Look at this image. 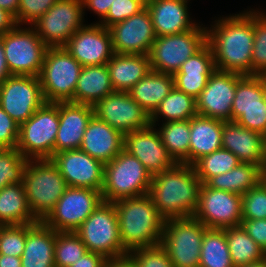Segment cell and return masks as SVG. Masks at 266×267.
I'll list each match as a JSON object with an SVG mask.
<instances>
[{"label":"cell","mask_w":266,"mask_h":267,"mask_svg":"<svg viewBox=\"0 0 266 267\" xmlns=\"http://www.w3.org/2000/svg\"><path fill=\"white\" fill-rule=\"evenodd\" d=\"M253 10V11H252ZM215 20L206 28L215 68L220 71L252 76L254 9Z\"/></svg>","instance_id":"6da1fadb"},{"label":"cell","mask_w":266,"mask_h":267,"mask_svg":"<svg viewBox=\"0 0 266 267\" xmlns=\"http://www.w3.org/2000/svg\"><path fill=\"white\" fill-rule=\"evenodd\" d=\"M201 184L192 165L176 163L152 176L149 195L165 219L189 218L197 209Z\"/></svg>","instance_id":"7a4b0ae2"},{"label":"cell","mask_w":266,"mask_h":267,"mask_svg":"<svg viewBox=\"0 0 266 267\" xmlns=\"http://www.w3.org/2000/svg\"><path fill=\"white\" fill-rule=\"evenodd\" d=\"M114 206L120 238L128 253L133 249L160 245L166 219L149 194L118 200Z\"/></svg>","instance_id":"3957f363"},{"label":"cell","mask_w":266,"mask_h":267,"mask_svg":"<svg viewBox=\"0 0 266 267\" xmlns=\"http://www.w3.org/2000/svg\"><path fill=\"white\" fill-rule=\"evenodd\" d=\"M22 184L30 209L39 221L50 213L68 187L51 159H30Z\"/></svg>","instance_id":"277c9868"},{"label":"cell","mask_w":266,"mask_h":267,"mask_svg":"<svg viewBox=\"0 0 266 267\" xmlns=\"http://www.w3.org/2000/svg\"><path fill=\"white\" fill-rule=\"evenodd\" d=\"M152 175L143 164L126 150L104 164L103 201L118 200L149 194Z\"/></svg>","instance_id":"5b68a950"},{"label":"cell","mask_w":266,"mask_h":267,"mask_svg":"<svg viewBox=\"0 0 266 267\" xmlns=\"http://www.w3.org/2000/svg\"><path fill=\"white\" fill-rule=\"evenodd\" d=\"M82 65L64 47H48L39 79L46 102H74Z\"/></svg>","instance_id":"8992f818"},{"label":"cell","mask_w":266,"mask_h":267,"mask_svg":"<svg viewBox=\"0 0 266 267\" xmlns=\"http://www.w3.org/2000/svg\"><path fill=\"white\" fill-rule=\"evenodd\" d=\"M59 127V102H45L19 128L17 149L30 159H50Z\"/></svg>","instance_id":"52a82bcc"},{"label":"cell","mask_w":266,"mask_h":267,"mask_svg":"<svg viewBox=\"0 0 266 267\" xmlns=\"http://www.w3.org/2000/svg\"><path fill=\"white\" fill-rule=\"evenodd\" d=\"M207 229L193 216L165 220L160 244L173 267H199L203 235Z\"/></svg>","instance_id":"ba28073f"},{"label":"cell","mask_w":266,"mask_h":267,"mask_svg":"<svg viewBox=\"0 0 266 267\" xmlns=\"http://www.w3.org/2000/svg\"><path fill=\"white\" fill-rule=\"evenodd\" d=\"M75 233L88 251L106 258L128 254L120 238L117 212L112 202L102 201Z\"/></svg>","instance_id":"9c48e42d"},{"label":"cell","mask_w":266,"mask_h":267,"mask_svg":"<svg viewBox=\"0 0 266 267\" xmlns=\"http://www.w3.org/2000/svg\"><path fill=\"white\" fill-rule=\"evenodd\" d=\"M6 63L11 75L39 77L48 46L33 26L16 25L2 35Z\"/></svg>","instance_id":"30bf717a"},{"label":"cell","mask_w":266,"mask_h":267,"mask_svg":"<svg viewBox=\"0 0 266 267\" xmlns=\"http://www.w3.org/2000/svg\"><path fill=\"white\" fill-rule=\"evenodd\" d=\"M197 24L192 30L158 36L149 52L151 70L174 75L181 65L206 44V28Z\"/></svg>","instance_id":"8fae6325"},{"label":"cell","mask_w":266,"mask_h":267,"mask_svg":"<svg viewBox=\"0 0 266 267\" xmlns=\"http://www.w3.org/2000/svg\"><path fill=\"white\" fill-rule=\"evenodd\" d=\"M102 201L98 190L68 186L42 222L57 232H75Z\"/></svg>","instance_id":"7c38bea8"},{"label":"cell","mask_w":266,"mask_h":267,"mask_svg":"<svg viewBox=\"0 0 266 267\" xmlns=\"http://www.w3.org/2000/svg\"><path fill=\"white\" fill-rule=\"evenodd\" d=\"M82 0H58L31 26L48 47H63L83 24Z\"/></svg>","instance_id":"4fadbf2b"},{"label":"cell","mask_w":266,"mask_h":267,"mask_svg":"<svg viewBox=\"0 0 266 267\" xmlns=\"http://www.w3.org/2000/svg\"><path fill=\"white\" fill-rule=\"evenodd\" d=\"M242 195L214 189L201 184L194 218L208 229L240 226L242 222Z\"/></svg>","instance_id":"5bb4252c"},{"label":"cell","mask_w":266,"mask_h":267,"mask_svg":"<svg viewBox=\"0 0 266 267\" xmlns=\"http://www.w3.org/2000/svg\"><path fill=\"white\" fill-rule=\"evenodd\" d=\"M45 102L37 76L11 75L0 85V106L19 125Z\"/></svg>","instance_id":"9a60e30c"},{"label":"cell","mask_w":266,"mask_h":267,"mask_svg":"<svg viewBox=\"0 0 266 267\" xmlns=\"http://www.w3.org/2000/svg\"><path fill=\"white\" fill-rule=\"evenodd\" d=\"M94 107V114L123 135L150 126L149 114L128 92L114 91Z\"/></svg>","instance_id":"2e32d148"},{"label":"cell","mask_w":266,"mask_h":267,"mask_svg":"<svg viewBox=\"0 0 266 267\" xmlns=\"http://www.w3.org/2000/svg\"><path fill=\"white\" fill-rule=\"evenodd\" d=\"M240 74L215 70L196 99L197 115L231 121L232 105Z\"/></svg>","instance_id":"e0dca14e"},{"label":"cell","mask_w":266,"mask_h":267,"mask_svg":"<svg viewBox=\"0 0 266 267\" xmlns=\"http://www.w3.org/2000/svg\"><path fill=\"white\" fill-rule=\"evenodd\" d=\"M63 47L82 66L107 64L114 55L110 31L99 23L84 25Z\"/></svg>","instance_id":"ac0fdd59"},{"label":"cell","mask_w":266,"mask_h":267,"mask_svg":"<svg viewBox=\"0 0 266 267\" xmlns=\"http://www.w3.org/2000/svg\"><path fill=\"white\" fill-rule=\"evenodd\" d=\"M114 53L149 55L156 40L152 19L145 7L139 13L108 28Z\"/></svg>","instance_id":"d6986e66"},{"label":"cell","mask_w":266,"mask_h":267,"mask_svg":"<svg viewBox=\"0 0 266 267\" xmlns=\"http://www.w3.org/2000/svg\"><path fill=\"white\" fill-rule=\"evenodd\" d=\"M67 186L90 188L101 192L104 164L80 149L62 151L50 158Z\"/></svg>","instance_id":"ffe728a7"},{"label":"cell","mask_w":266,"mask_h":267,"mask_svg":"<svg viewBox=\"0 0 266 267\" xmlns=\"http://www.w3.org/2000/svg\"><path fill=\"white\" fill-rule=\"evenodd\" d=\"M123 149L135 156L152 176L177 163L163 145L158 131L151 125L126 133Z\"/></svg>","instance_id":"44dd1931"},{"label":"cell","mask_w":266,"mask_h":267,"mask_svg":"<svg viewBox=\"0 0 266 267\" xmlns=\"http://www.w3.org/2000/svg\"><path fill=\"white\" fill-rule=\"evenodd\" d=\"M94 107L74 102H59V127L54 154L79 149Z\"/></svg>","instance_id":"7402d4cb"},{"label":"cell","mask_w":266,"mask_h":267,"mask_svg":"<svg viewBox=\"0 0 266 267\" xmlns=\"http://www.w3.org/2000/svg\"><path fill=\"white\" fill-rule=\"evenodd\" d=\"M222 148L231 151L240 162L264 168L266 138L235 121H223Z\"/></svg>","instance_id":"603a6c76"},{"label":"cell","mask_w":266,"mask_h":267,"mask_svg":"<svg viewBox=\"0 0 266 267\" xmlns=\"http://www.w3.org/2000/svg\"><path fill=\"white\" fill-rule=\"evenodd\" d=\"M123 146L124 135L94 114L87 125L79 149L106 164L123 150Z\"/></svg>","instance_id":"cb8c5ba5"},{"label":"cell","mask_w":266,"mask_h":267,"mask_svg":"<svg viewBox=\"0 0 266 267\" xmlns=\"http://www.w3.org/2000/svg\"><path fill=\"white\" fill-rule=\"evenodd\" d=\"M215 70L213 53L206 43L198 52L189 57L173 75L174 86L177 90L196 100Z\"/></svg>","instance_id":"d4e9b609"},{"label":"cell","mask_w":266,"mask_h":267,"mask_svg":"<svg viewBox=\"0 0 266 267\" xmlns=\"http://www.w3.org/2000/svg\"><path fill=\"white\" fill-rule=\"evenodd\" d=\"M187 2L188 0H151L146 4L156 37L183 33L197 25L189 18Z\"/></svg>","instance_id":"484cf974"},{"label":"cell","mask_w":266,"mask_h":267,"mask_svg":"<svg viewBox=\"0 0 266 267\" xmlns=\"http://www.w3.org/2000/svg\"><path fill=\"white\" fill-rule=\"evenodd\" d=\"M115 91L128 92L151 71L149 55L114 53L106 64Z\"/></svg>","instance_id":"4316f807"},{"label":"cell","mask_w":266,"mask_h":267,"mask_svg":"<svg viewBox=\"0 0 266 267\" xmlns=\"http://www.w3.org/2000/svg\"><path fill=\"white\" fill-rule=\"evenodd\" d=\"M223 121L196 115L190 118L189 165L222 148Z\"/></svg>","instance_id":"83f0119b"},{"label":"cell","mask_w":266,"mask_h":267,"mask_svg":"<svg viewBox=\"0 0 266 267\" xmlns=\"http://www.w3.org/2000/svg\"><path fill=\"white\" fill-rule=\"evenodd\" d=\"M56 231L42 221L35 223L28 231L21 256L22 267H55L54 247Z\"/></svg>","instance_id":"f1b7e54d"},{"label":"cell","mask_w":266,"mask_h":267,"mask_svg":"<svg viewBox=\"0 0 266 267\" xmlns=\"http://www.w3.org/2000/svg\"><path fill=\"white\" fill-rule=\"evenodd\" d=\"M114 91L106 64L83 66L74 90V103L94 106Z\"/></svg>","instance_id":"f546056e"},{"label":"cell","mask_w":266,"mask_h":267,"mask_svg":"<svg viewBox=\"0 0 266 267\" xmlns=\"http://www.w3.org/2000/svg\"><path fill=\"white\" fill-rule=\"evenodd\" d=\"M174 87L172 74L151 70L128 93L151 116Z\"/></svg>","instance_id":"4dcf8cb0"},{"label":"cell","mask_w":266,"mask_h":267,"mask_svg":"<svg viewBox=\"0 0 266 267\" xmlns=\"http://www.w3.org/2000/svg\"><path fill=\"white\" fill-rule=\"evenodd\" d=\"M0 220L7 225L39 222L30 209L22 183H13L0 190Z\"/></svg>","instance_id":"1f68e13d"},{"label":"cell","mask_w":266,"mask_h":267,"mask_svg":"<svg viewBox=\"0 0 266 267\" xmlns=\"http://www.w3.org/2000/svg\"><path fill=\"white\" fill-rule=\"evenodd\" d=\"M263 179V169L253 163H239L226 173L210 178L205 184L214 189L243 195Z\"/></svg>","instance_id":"d6a6232c"},{"label":"cell","mask_w":266,"mask_h":267,"mask_svg":"<svg viewBox=\"0 0 266 267\" xmlns=\"http://www.w3.org/2000/svg\"><path fill=\"white\" fill-rule=\"evenodd\" d=\"M234 267L261 262L266 258L264 250L240 226L224 228Z\"/></svg>","instance_id":"836d02e7"},{"label":"cell","mask_w":266,"mask_h":267,"mask_svg":"<svg viewBox=\"0 0 266 267\" xmlns=\"http://www.w3.org/2000/svg\"><path fill=\"white\" fill-rule=\"evenodd\" d=\"M157 130L163 145L177 163L189 164L190 119L163 122Z\"/></svg>","instance_id":"e575fe53"},{"label":"cell","mask_w":266,"mask_h":267,"mask_svg":"<svg viewBox=\"0 0 266 267\" xmlns=\"http://www.w3.org/2000/svg\"><path fill=\"white\" fill-rule=\"evenodd\" d=\"M159 115L165 118V122L189 120L197 115L196 100L174 87L150 116L151 126H156Z\"/></svg>","instance_id":"d590c367"},{"label":"cell","mask_w":266,"mask_h":267,"mask_svg":"<svg viewBox=\"0 0 266 267\" xmlns=\"http://www.w3.org/2000/svg\"><path fill=\"white\" fill-rule=\"evenodd\" d=\"M199 267H234L224 229L205 231Z\"/></svg>","instance_id":"8d00e7d4"},{"label":"cell","mask_w":266,"mask_h":267,"mask_svg":"<svg viewBox=\"0 0 266 267\" xmlns=\"http://www.w3.org/2000/svg\"><path fill=\"white\" fill-rule=\"evenodd\" d=\"M263 98L264 76H242L237 81L231 121H236L247 107L263 106Z\"/></svg>","instance_id":"74e56055"},{"label":"cell","mask_w":266,"mask_h":267,"mask_svg":"<svg viewBox=\"0 0 266 267\" xmlns=\"http://www.w3.org/2000/svg\"><path fill=\"white\" fill-rule=\"evenodd\" d=\"M239 163V159L229 150L219 149L198 159L192 166L202 184L210 178L226 173Z\"/></svg>","instance_id":"f35d334b"},{"label":"cell","mask_w":266,"mask_h":267,"mask_svg":"<svg viewBox=\"0 0 266 267\" xmlns=\"http://www.w3.org/2000/svg\"><path fill=\"white\" fill-rule=\"evenodd\" d=\"M87 252V247L75 232L56 231L54 247L55 267H70Z\"/></svg>","instance_id":"ab89813d"},{"label":"cell","mask_w":266,"mask_h":267,"mask_svg":"<svg viewBox=\"0 0 266 267\" xmlns=\"http://www.w3.org/2000/svg\"><path fill=\"white\" fill-rule=\"evenodd\" d=\"M28 161L17 148H0V190L13 183H22Z\"/></svg>","instance_id":"60d3db41"},{"label":"cell","mask_w":266,"mask_h":267,"mask_svg":"<svg viewBox=\"0 0 266 267\" xmlns=\"http://www.w3.org/2000/svg\"><path fill=\"white\" fill-rule=\"evenodd\" d=\"M252 75L266 76V14L254 10Z\"/></svg>","instance_id":"b9f144b4"},{"label":"cell","mask_w":266,"mask_h":267,"mask_svg":"<svg viewBox=\"0 0 266 267\" xmlns=\"http://www.w3.org/2000/svg\"><path fill=\"white\" fill-rule=\"evenodd\" d=\"M241 207L242 219H266V181L264 179L242 195Z\"/></svg>","instance_id":"7bdbcfd3"},{"label":"cell","mask_w":266,"mask_h":267,"mask_svg":"<svg viewBox=\"0 0 266 267\" xmlns=\"http://www.w3.org/2000/svg\"><path fill=\"white\" fill-rule=\"evenodd\" d=\"M34 224L8 225L0 236V254L21 257L24 252L27 231Z\"/></svg>","instance_id":"ee69618b"},{"label":"cell","mask_w":266,"mask_h":267,"mask_svg":"<svg viewBox=\"0 0 266 267\" xmlns=\"http://www.w3.org/2000/svg\"><path fill=\"white\" fill-rule=\"evenodd\" d=\"M137 267H173L162 245L133 249L128 253Z\"/></svg>","instance_id":"f6af8a7d"},{"label":"cell","mask_w":266,"mask_h":267,"mask_svg":"<svg viewBox=\"0 0 266 267\" xmlns=\"http://www.w3.org/2000/svg\"><path fill=\"white\" fill-rule=\"evenodd\" d=\"M145 7L146 4L141 0H114L109 8L107 16L98 23L109 28L139 13Z\"/></svg>","instance_id":"bcb514c9"},{"label":"cell","mask_w":266,"mask_h":267,"mask_svg":"<svg viewBox=\"0 0 266 267\" xmlns=\"http://www.w3.org/2000/svg\"><path fill=\"white\" fill-rule=\"evenodd\" d=\"M58 0H19V9L17 15L14 17L16 24L32 25L38 20L49 8Z\"/></svg>","instance_id":"7dc6e473"},{"label":"cell","mask_w":266,"mask_h":267,"mask_svg":"<svg viewBox=\"0 0 266 267\" xmlns=\"http://www.w3.org/2000/svg\"><path fill=\"white\" fill-rule=\"evenodd\" d=\"M249 130L255 131L266 138V101L263 106H251L243 110V114L235 121Z\"/></svg>","instance_id":"c3c4849f"},{"label":"cell","mask_w":266,"mask_h":267,"mask_svg":"<svg viewBox=\"0 0 266 267\" xmlns=\"http://www.w3.org/2000/svg\"><path fill=\"white\" fill-rule=\"evenodd\" d=\"M20 125L0 106V148H16Z\"/></svg>","instance_id":"681fc988"},{"label":"cell","mask_w":266,"mask_h":267,"mask_svg":"<svg viewBox=\"0 0 266 267\" xmlns=\"http://www.w3.org/2000/svg\"><path fill=\"white\" fill-rule=\"evenodd\" d=\"M241 226L266 253V219H242Z\"/></svg>","instance_id":"f907efd6"},{"label":"cell","mask_w":266,"mask_h":267,"mask_svg":"<svg viewBox=\"0 0 266 267\" xmlns=\"http://www.w3.org/2000/svg\"><path fill=\"white\" fill-rule=\"evenodd\" d=\"M107 258L96 252L88 251L70 267H104Z\"/></svg>","instance_id":"816d5d0a"},{"label":"cell","mask_w":266,"mask_h":267,"mask_svg":"<svg viewBox=\"0 0 266 267\" xmlns=\"http://www.w3.org/2000/svg\"><path fill=\"white\" fill-rule=\"evenodd\" d=\"M114 0H82L83 11L86 7L96 13L102 20L107 16Z\"/></svg>","instance_id":"f5cc1de1"},{"label":"cell","mask_w":266,"mask_h":267,"mask_svg":"<svg viewBox=\"0 0 266 267\" xmlns=\"http://www.w3.org/2000/svg\"><path fill=\"white\" fill-rule=\"evenodd\" d=\"M16 25L14 16L7 10L0 8V36L12 30Z\"/></svg>","instance_id":"db71d44e"},{"label":"cell","mask_w":266,"mask_h":267,"mask_svg":"<svg viewBox=\"0 0 266 267\" xmlns=\"http://www.w3.org/2000/svg\"><path fill=\"white\" fill-rule=\"evenodd\" d=\"M104 267H137L134 259L129 255L107 258Z\"/></svg>","instance_id":"11a10c76"},{"label":"cell","mask_w":266,"mask_h":267,"mask_svg":"<svg viewBox=\"0 0 266 267\" xmlns=\"http://www.w3.org/2000/svg\"><path fill=\"white\" fill-rule=\"evenodd\" d=\"M11 76L6 59H5V53L3 48V41L2 36H0V85L9 77Z\"/></svg>","instance_id":"9f6ffc18"},{"label":"cell","mask_w":266,"mask_h":267,"mask_svg":"<svg viewBox=\"0 0 266 267\" xmlns=\"http://www.w3.org/2000/svg\"><path fill=\"white\" fill-rule=\"evenodd\" d=\"M0 267H22L21 257L0 254Z\"/></svg>","instance_id":"6f0895ef"},{"label":"cell","mask_w":266,"mask_h":267,"mask_svg":"<svg viewBox=\"0 0 266 267\" xmlns=\"http://www.w3.org/2000/svg\"><path fill=\"white\" fill-rule=\"evenodd\" d=\"M0 8L7 10L15 17L19 9V0H0Z\"/></svg>","instance_id":"680465c9"},{"label":"cell","mask_w":266,"mask_h":267,"mask_svg":"<svg viewBox=\"0 0 266 267\" xmlns=\"http://www.w3.org/2000/svg\"><path fill=\"white\" fill-rule=\"evenodd\" d=\"M241 267H266V258L262 260L261 262L248 264L246 266H241Z\"/></svg>","instance_id":"91938a15"},{"label":"cell","mask_w":266,"mask_h":267,"mask_svg":"<svg viewBox=\"0 0 266 267\" xmlns=\"http://www.w3.org/2000/svg\"><path fill=\"white\" fill-rule=\"evenodd\" d=\"M7 226H8V225H7L4 221L0 220V236H1V234H2L3 231H4V229H5Z\"/></svg>","instance_id":"94428289"},{"label":"cell","mask_w":266,"mask_h":267,"mask_svg":"<svg viewBox=\"0 0 266 267\" xmlns=\"http://www.w3.org/2000/svg\"><path fill=\"white\" fill-rule=\"evenodd\" d=\"M264 98L266 101V76H264Z\"/></svg>","instance_id":"6125c7cd"},{"label":"cell","mask_w":266,"mask_h":267,"mask_svg":"<svg viewBox=\"0 0 266 267\" xmlns=\"http://www.w3.org/2000/svg\"><path fill=\"white\" fill-rule=\"evenodd\" d=\"M263 179L266 181V171H263Z\"/></svg>","instance_id":"be15d7a7"},{"label":"cell","mask_w":266,"mask_h":267,"mask_svg":"<svg viewBox=\"0 0 266 267\" xmlns=\"http://www.w3.org/2000/svg\"><path fill=\"white\" fill-rule=\"evenodd\" d=\"M142 2H144L145 4H148L151 0H141Z\"/></svg>","instance_id":"e7e4bbea"},{"label":"cell","mask_w":266,"mask_h":267,"mask_svg":"<svg viewBox=\"0 0 266 267\" xmlns=\"http://www.w3.org/2000/svg\"><path fill=\"white\" fill-rule=\"evenodd\" d=\"M263 171H266V161H265V165H264Z\"/></svg>","instance_id":"03108f58"}]
</instances>
